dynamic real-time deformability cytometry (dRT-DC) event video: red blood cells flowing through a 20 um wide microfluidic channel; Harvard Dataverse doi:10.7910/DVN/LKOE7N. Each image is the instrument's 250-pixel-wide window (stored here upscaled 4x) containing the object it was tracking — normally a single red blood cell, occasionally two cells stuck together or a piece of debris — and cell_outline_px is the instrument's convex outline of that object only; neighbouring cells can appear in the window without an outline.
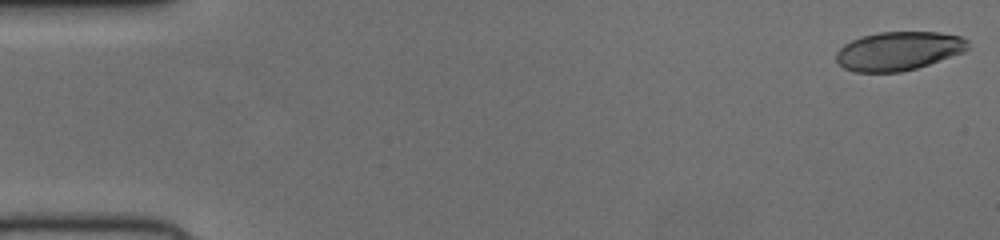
{"species": "human", "species_latin": "Homo sapiens", "temperature_condition": "cold", "stored_images_in_passage": 51, "camera_frame_rate_fps": 3000, "um_per_image_px": 0.085, "donor": {"sex": "female"}, "frame": {"image": 1, "passage_image": 1, "time_ms": 0.0, "image_size_px": [1000, 240], "cell_outline_px": [[968, 48], [964, 52], [916, 68], [900, 72], [852, 72], [844, 68], [836, 60], [836, 52], [844, 44], [860, 36], [880, 32], [940, 32], [960, 36], [968, 40]], "centroid_in_image_um": [76.36, 4.33], "position_along_channel_um": 8.6, "area_um2": 29.77}}
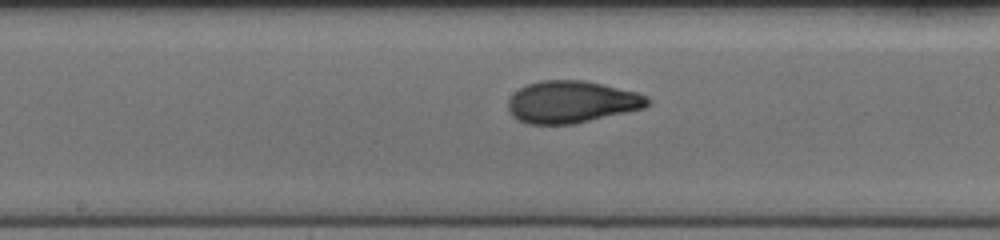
{"frame": {"image": 2, "passage_image": 27, "time_ms": 8.667, "image_size_px": [1000, 240], "cell_outline_px": [[652, 104], [644, 108], [576, 124], [528, 124], [516, 120], [508, 112], [508, 100], [520, 88], [528, 84], [540, 80], [584, 80], [636, 92], [648, 96], [652, 100]], "centroid_in_image_um": [48.61, 8.68], "position_along_channel_um": 199.6, "area_um2": 34.45}}
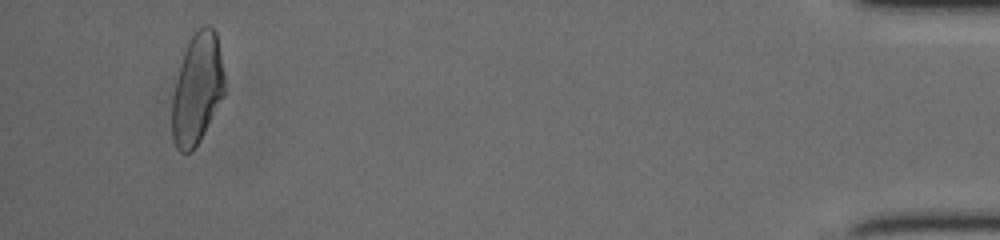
{"frame": {"image": 3, "passage_image": 49, "time_ms": 16.0, "image_size_px": [1000, 240], "cell_outline_px": [[224, 96], [200, 140], [192, 152], [180, 152], [176, 148], [172, 140], [172, 96], [180, 64], [188, 40], [204, 24], [208, 24], [216, 32], [224, 76]], "centroid_in_image_um": [16.75, 7.58], "position_along_channel_um": 418.5, "area_um2": 33.81}}